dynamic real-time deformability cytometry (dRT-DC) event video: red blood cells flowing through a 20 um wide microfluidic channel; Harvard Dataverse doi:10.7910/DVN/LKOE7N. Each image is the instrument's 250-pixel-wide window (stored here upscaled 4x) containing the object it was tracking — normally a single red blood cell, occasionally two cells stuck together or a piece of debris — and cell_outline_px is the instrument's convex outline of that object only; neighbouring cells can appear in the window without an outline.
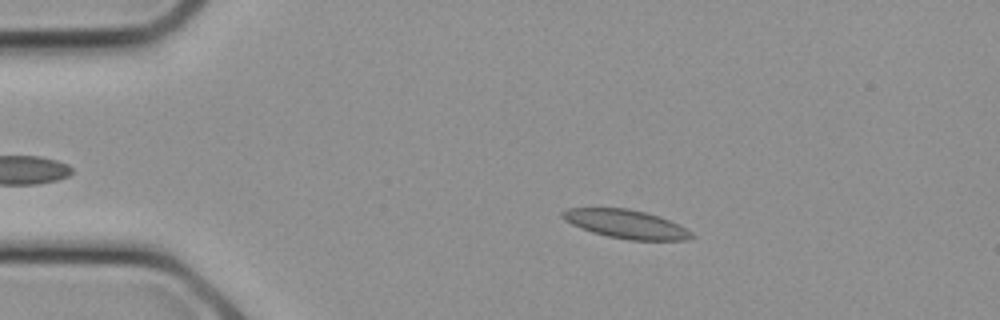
{"species": "common noctule bat (a hibernating species)", "species_latin": "Nyctalus noctula", "temperature_condition": "cold", "stored_images_in_passage": 10, "camera_frame_rate_fps": 3000, "um_per_image_px": 0.085, "animal": {"sex": "female", "body_mass_g": 21.9}, "frame": {"image": 1, "passage_image": 4, "time_ms": 1.0, "image_size_px": [1000, 320], "cell_outline_px": [[696, 236], [684, 240], [628, 240], [608, 236], [592, 232], [580, 228], [564, 220], [560, 216], [560, 212], [568, 208], [628, 208], [644, 212], [668, 220], [692, 232]], "centroid_in_image_um": [53.16, 19.05], "position_along_channel_um": 31.8, "area_um2": 21.33}}
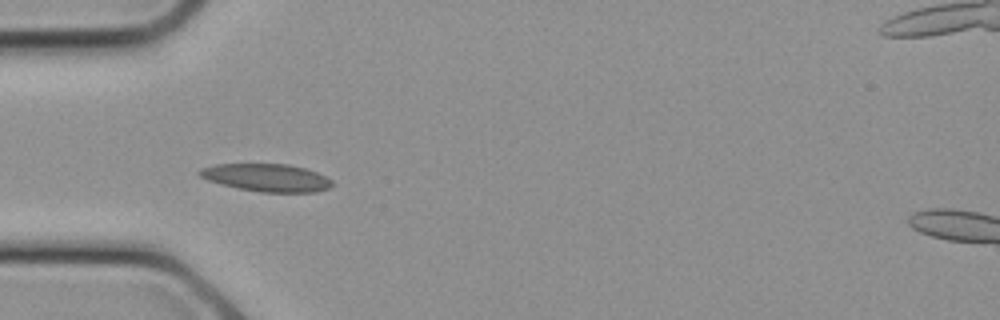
{"frame": {"image": 2, "passage_image": 7, "time_ms": 2.0, "image_size_px": [1000, 320], "cell_outline_px": [[332, 184], [328, 188], [316, 192], [260, 192], [236, 188], [220, 184], [208, 180], [200, 176], [196, 172], [200, 168], [216, 164], [288, 164], [304, 168], [316, 172], [332, 180]], "centroid_in_image_um": [22.62, 15.1], "position_along_channel_um": 62.4, "area_um2": 21.39}}
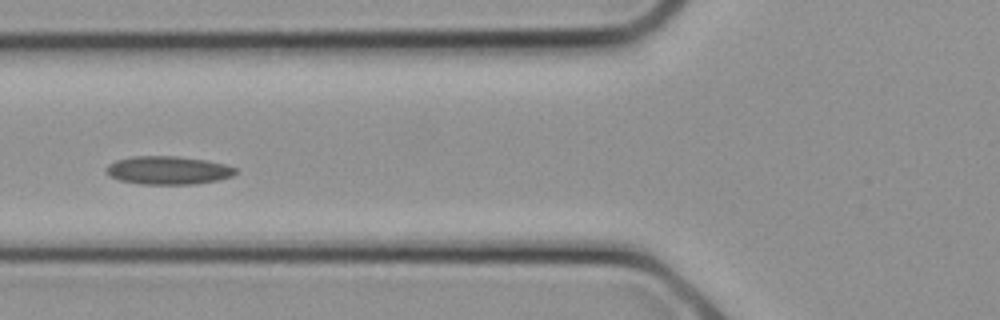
{"frame": {"image": 3, "passage_image": 9, "time_ms": 2.667, "image_size_px": [1000, 320], "cell_outline_px": [[236, 172], [232, 176], [216, 180], [196, 184], [140, 184], [120, 180], [108, 176], [104, 172], [108, 164], [116, 160], [132, 156], [176, 156], [208, 160], [224, 164], [236, 168]], "centroid_in_image_um": [14.25, 14.47], "position_along_channel_um": 111.6, "area_um2": 21.39}}